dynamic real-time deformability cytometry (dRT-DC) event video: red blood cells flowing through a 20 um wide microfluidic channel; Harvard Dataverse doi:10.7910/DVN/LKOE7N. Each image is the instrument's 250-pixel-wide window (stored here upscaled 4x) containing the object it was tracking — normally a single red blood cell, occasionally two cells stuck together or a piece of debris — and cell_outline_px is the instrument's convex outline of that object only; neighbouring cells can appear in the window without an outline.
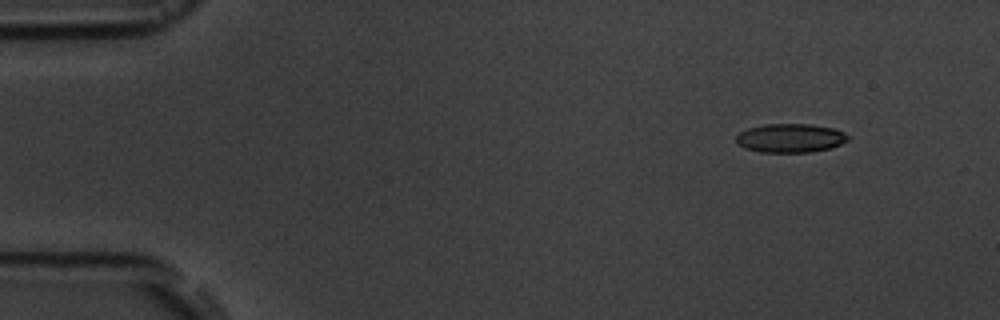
{"species": "common noctule bat (a hibernating species)", "species_latin": "Nyctalus noctula", "temperature_condition": "room temperature", "stored_images_in_passage": 4, "camera_frame_rate_fps": 3000, "um_per_image_px": 0.085, "animal": {"sex": "male", "body_mass_g": 19.5, "forearm_length_mm": 54.6}, "frame": {"image": 1, "passage_image": 1, "time_ms": 0.0, "image_size_px": [1000, 320], "cell_outline_px": [[848, 140], [840, 144], [828, 148], [812, 152], [760, 152], [744, 148], [736, 144], [736, 136], [740, 132], [748, 128], [764, 124], [808, 124], [836, 128], [844, 132], [848, 136]], "centroid_in_image_um": [67.16, 11.73], "position_along_channel_um": 17.8, "area_um2": 18.84}}
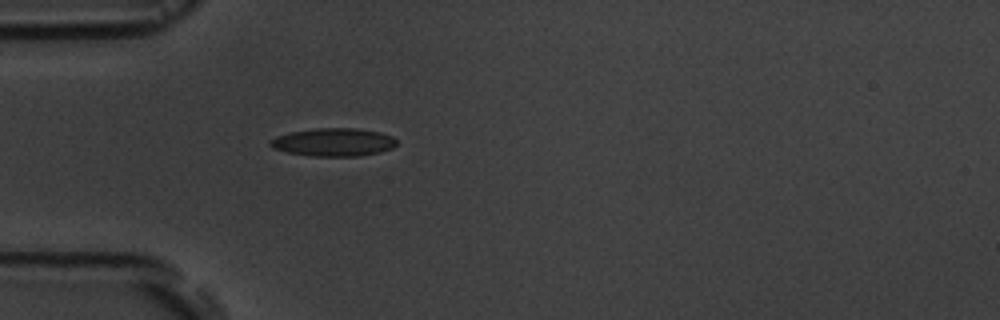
{"frame": {"image": 2, "passage_image": 4, "time_ms": 3.667, "image_size_px": [1000, 320], "cell_outline_px": [[396, 144], [392, 148], [380, 152], [360, 156], [312, 156], [288, 152], [272, 148], [268, 144], [268, 140], [276, 136], [292, 132], [316, 128], [356, 128], [380, 132], [392, 136], [396, 140]], "centroid_in_image_um": [28.34, 12.08], "position_along_channel_um": 56.7, "area_um2": 20.69}}